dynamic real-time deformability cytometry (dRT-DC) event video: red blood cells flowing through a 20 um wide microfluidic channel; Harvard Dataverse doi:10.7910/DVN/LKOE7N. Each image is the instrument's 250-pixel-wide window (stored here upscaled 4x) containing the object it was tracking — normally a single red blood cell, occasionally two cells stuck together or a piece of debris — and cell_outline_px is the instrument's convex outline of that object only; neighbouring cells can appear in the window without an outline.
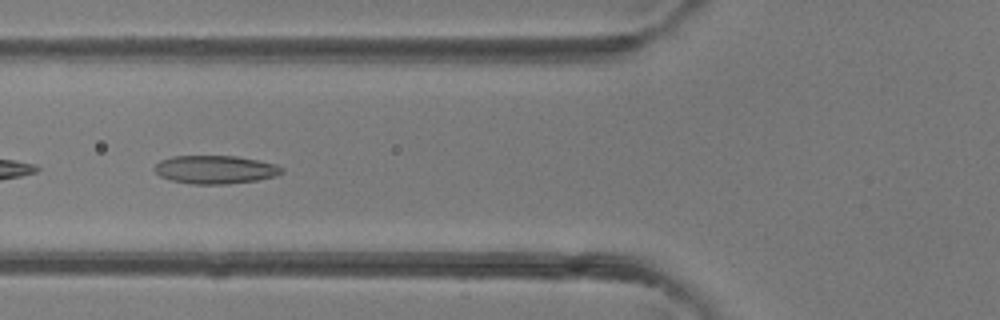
{"species": "common noctule bat (a hibernating species)", "species_latin": "Nyctalus noctula", "temperature_condition": "room temperature", "stored_images_in_passage": 6, "camera_frame_rate_fps": 3000, "um_per_image_px": 0.085, "animal": {"sex": "female"}, "frame": {"image": 1, "passage_image": 5, "time_ms": 5.0, "image_size_px": [1000, 320], "cell_outline_px": [[284, 172], [276, 176], [256, 180], [228, 184], [192, 184], [172, 180], [160, 176], [152, 168], [160, 160], [172, 156], [236, 156], [276, 164], [284, 168]], "centroid_in_image_um": [18.3, 14.41], "position_along_channel_um": 107.5, "area_um2": 20.98}}
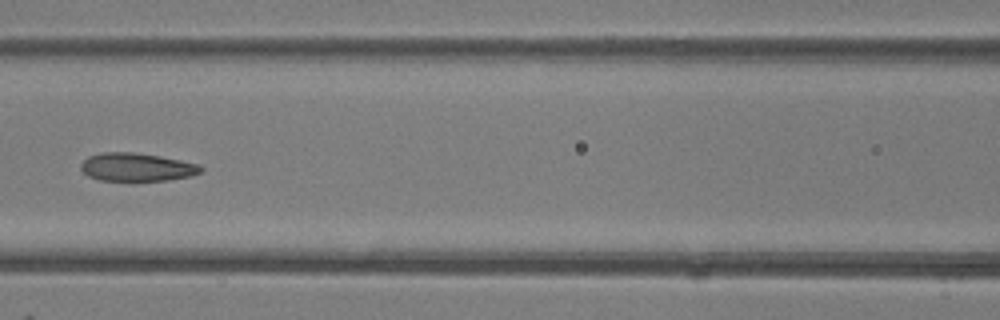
{"frame": {"image": 2, "passage_image": 6, "time_ms": 6.0, "image_size_px": [1000, 320], "cell_outline_px": [[204, 168], [200, 172], [192, 176], [168, 180], [132, 184], [100, 180], [88, 176], [80, 168], [80, 164], [88, 156], [100, 152], [132, 152], [160, 156], [200, 164]], "centroid_in_image_um": [11.61, 14.25], "position_along_channel_um": 155.0, "area_um2": 20.69}}